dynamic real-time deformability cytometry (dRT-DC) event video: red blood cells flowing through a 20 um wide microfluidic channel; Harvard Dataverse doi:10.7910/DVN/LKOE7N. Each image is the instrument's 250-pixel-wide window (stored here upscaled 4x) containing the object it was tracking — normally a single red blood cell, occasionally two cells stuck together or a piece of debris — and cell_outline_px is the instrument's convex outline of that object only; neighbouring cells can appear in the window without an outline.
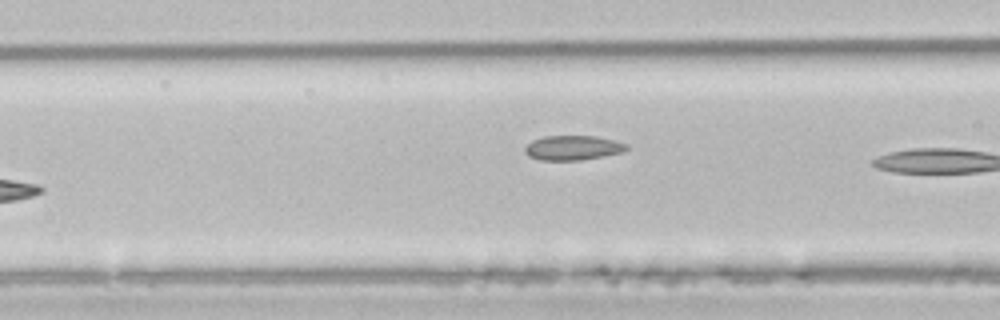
{"species": "common noctule bat (a hibernating species)", "species_latin": "Nyctalus noctula", "temperature_condition": "room temperature", "stored_images_in_passage": 6, "camera_frame_rate_fps": 3000, "um_per_image_px": 0.085, "animal": {"sex": "male", "body_mass_g": 21.5, "forearm_length_mm": 52.0}, "frame": {"image": 1, "passage_image": 5, "time_ms": 6.0, "image_size_px": [1000, 320], "cell_outline_px": [[628, 148], [624, 152], [604, 156], [580, 160], [540, 160], [528, 156], [524, 152], [524, 148], [532, 140], [544, 136], [596, 136], [616, 140], [628, 144]], "centroid_in_image_um": [48.71, 12.56], "position_along_channel_um": 117.9, "area_um2": 14.74}}